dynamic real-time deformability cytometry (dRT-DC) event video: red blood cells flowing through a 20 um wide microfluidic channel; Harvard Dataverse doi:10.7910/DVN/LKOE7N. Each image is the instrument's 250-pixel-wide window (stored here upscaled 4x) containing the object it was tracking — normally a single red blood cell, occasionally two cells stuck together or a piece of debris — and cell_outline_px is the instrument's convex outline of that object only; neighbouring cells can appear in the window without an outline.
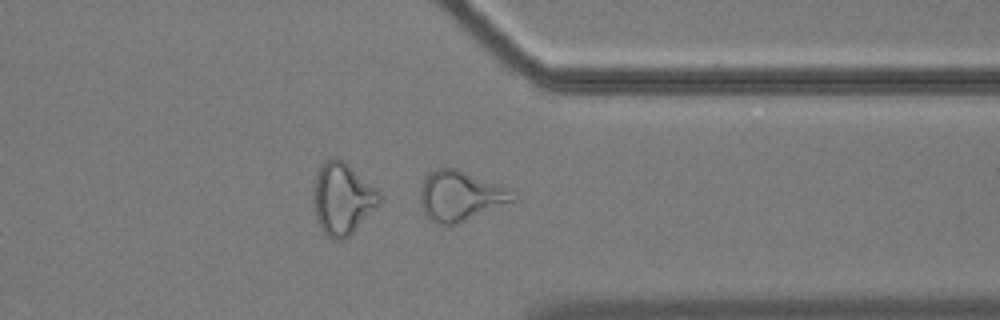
{"species": "common noctule bat (a hibernating species)", "species_latin": "Nyctalus noctula", "temperature_condition": "cold", "stored_images_in_passage": 40, "camera_frame_rate_fps": 3000, "um_per_image_px": 0.085, "animal": {"sex": "male", "body_mass_g": 17.9}, "frame": {"image": 1, "passage_image": 29, "time_ms": 9.333, "image_size_px": [1000, 320], "cell_outline_px": [[516, 200], [456, 224], [444, 228], [436, 224], [424, 212], [420, 204], [420, 188], [424, 176], [428, 172], [436, 168], [456, 168], [512, 188]], "centroid_in_image_um": [39.11, 16.65], "position_along_channel_um": 372.3, "area_um2": 27.46}, "authors_computed_cell_mechanics": {"area_um2": 20.1722, "velocity_mm_per_s": 3.519, "shape_relaxation_time_tau1_ms": null, "shape_relaxation_time_tau2_ms": 3.384, "deformation_change_tau1": null, "deformation_change_tau2": 0.1164}}